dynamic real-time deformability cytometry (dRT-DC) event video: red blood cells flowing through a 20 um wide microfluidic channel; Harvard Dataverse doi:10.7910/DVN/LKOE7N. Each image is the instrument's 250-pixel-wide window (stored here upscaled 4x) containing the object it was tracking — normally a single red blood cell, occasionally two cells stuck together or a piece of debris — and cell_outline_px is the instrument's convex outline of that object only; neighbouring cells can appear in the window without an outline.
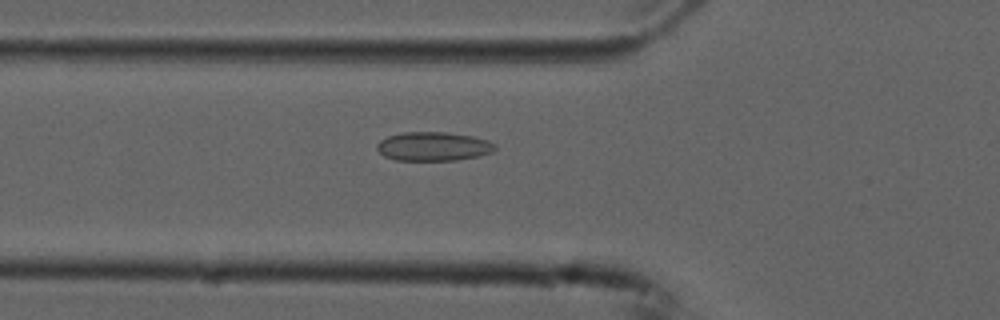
{"species": "common noctule bat (a hibernating species)", "species_latin": "Nyctalus noctula", "temperature_condition": "cold", "stored_images_in_passage": 54, "camera_frame_rate_fps": 3000, "um_per_image_px": 0.085, "animal": {"sex": "male", "forearm_length_mm": 52.5}, "frame": {"image": 1, "passage_image": 19, "time_ms": 6.0, "image_size_px": [1000, 320], "cell_outline_px": [[496, 148], [492, 152], [476, 156], [456, 160], [396, 160], [384, 156], [376, 148], [376, 144], [380, 140], [388, 136], [404, 132], [444, 132], [472, 136], [488, 140], [496, 144]], "centroid_in_image_um": [36.82, 12.44], "position_along_channel_um": 89.0, "area_um2": 19.83}}
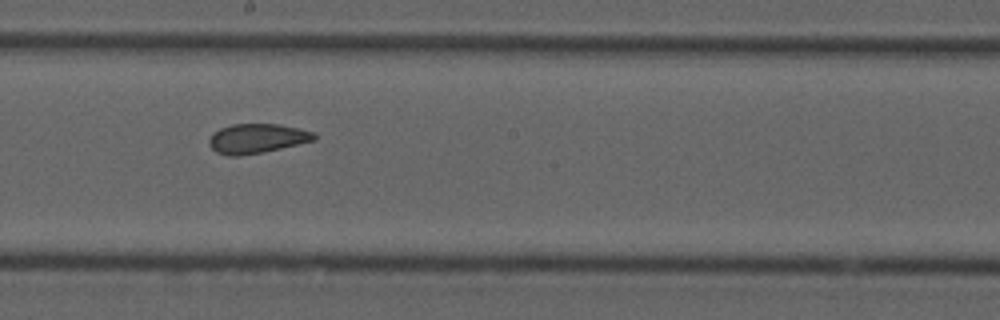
{"frame": {"image": 2, "passage_image": 30, "time_ms": 9.667, "image_size_px": [1000, 320], "cell_outline_px": [[316, 140], [264, 152], [240, 156], [228, 156], [216, 152], [208, 144], [208, 140], [212, 132], [220, 128], [232, 124], [280, 124], [312, 132], [316, 136]], "centroid_in_image_um": [21.79, 11.78], "position_along_channel_um": 226.4, "area_um2": 18.15}}
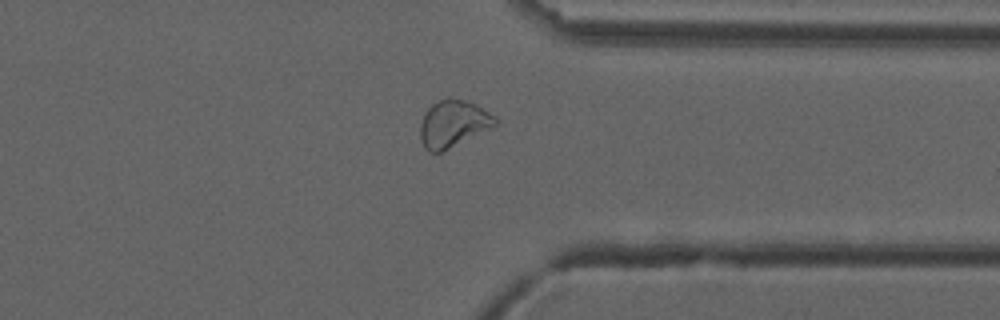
{"frame": {"image": 3, "passage_image": 42, "time_ms": 13.667, "image_size_px": [1000, 320], "cell_outline_px": [[496, 124], [440, 152], [428, 152], [424, 148], [420, 136], [420, 124], [424, 112], [432, 104], [448, 96], [468, 100], [476, 104], [488, 112], [496, 120]], "centroid_in_image_um": [38.45, 10.47], "position_along_channel_um": 373.0, "area_um2": 20.11}, "authors_computed_cell_mechanics": {"area_um2": 20.2878, "velocity_mm_per_s": 3.7344, "shape_relaxation_time_tau1_ms": null, "shape_relaxation_time_tau2_ms": 1.5745, "deformation_change_tau1": null, "deformation_change_tau2": 0.0673}}